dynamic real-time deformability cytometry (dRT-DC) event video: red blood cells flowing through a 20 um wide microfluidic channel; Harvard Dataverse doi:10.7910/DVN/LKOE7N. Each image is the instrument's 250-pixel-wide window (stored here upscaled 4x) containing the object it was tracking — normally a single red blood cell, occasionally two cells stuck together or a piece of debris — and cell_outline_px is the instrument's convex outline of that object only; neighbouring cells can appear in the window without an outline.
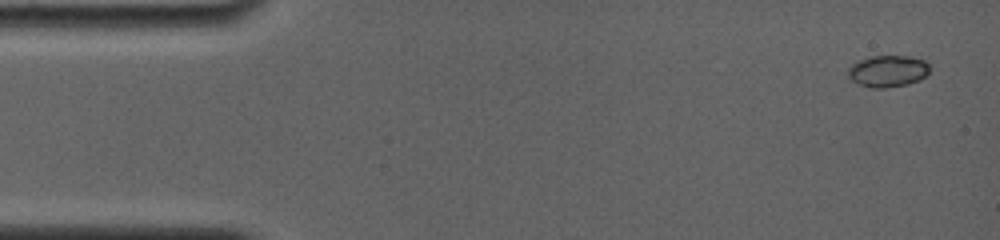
{"species": "common noctule bat (a hibernating species)", "species_latin": "Nyctalus noctula", "temperature_condition": "room temperature", "stored_images_in_passage": 64, "camera_frame_rate_fps": 4000, "um_per_image_px": 0.085, "animal": {"sex": "female", "body_mass_g": 19.0, "forearm_length_mm": 56.7}, "frame": {"image": 1, "passage_image": 1, "time_ms": 0.0, "image_size_px": [1000, 240], "cell_outline_px": [[928, 72], [920, 80], [908, 84], [884, 88], [872, 88], [860, 84], [852, 80], [848, 76], [848, 68], [852, 64], [860, 60], [872, 56], [912, 56], [924, 60], [928, 64]], "centroid_in_image_um": [75.47, 6.04], "position_along_channel_um": 9.5, "area_um2": 14.97}}
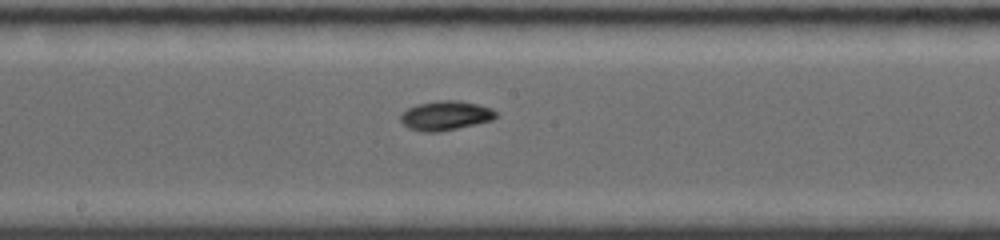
{"frame": {"image": 2, "passage_image": 31, "time_ms": 8.25, "image_size_px": [1000, 240], "cell_outline_px": [[496, 116], [492, 120], [476, 124], [436, 132], [424, 132], [408, 128], [400, 120], [400, 116], [408, 108], [416, 104], [436, 100], [460, 100], [480, 104], [492, 108], [496, 112]], "centroid_in_image_um": [37.88, 9.8], "position_along_channel_um": 210.3, "area_um2": 16.36}}
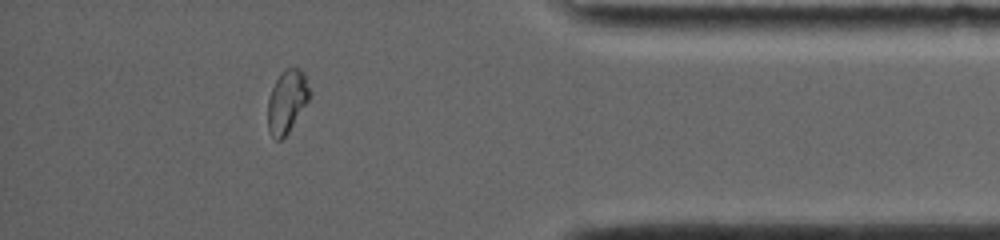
{"frame": {"image": 3, "passage_image": 55, "time_ms": 14.0, "image_size_px": [1000, 240], "cell_outline_px": [[308, 100], [288, 132], [280, 140], [276, 140], [272, 136], [268, 128], [268, 100], [272, 88], [280, 72], [284, 68], [300, 68], [304, 72], [308, 88]], "centroid_in_image_um": [24.36, 8.6], "position_along_channel_um": 410.8, "area_um2": 14.91}, "authors_computed_cell_mechanics": {"area_um2": 15.1725, "velocity_mm_per_s": 3.8108, "shape_relaxation_time_tau1_ms": 6.8675, "shape_relaxation_time_tau2_ms": 2.7595, "deformation_change_tau1": 0.2006, "deformation_change_tau2": 0.0467}}